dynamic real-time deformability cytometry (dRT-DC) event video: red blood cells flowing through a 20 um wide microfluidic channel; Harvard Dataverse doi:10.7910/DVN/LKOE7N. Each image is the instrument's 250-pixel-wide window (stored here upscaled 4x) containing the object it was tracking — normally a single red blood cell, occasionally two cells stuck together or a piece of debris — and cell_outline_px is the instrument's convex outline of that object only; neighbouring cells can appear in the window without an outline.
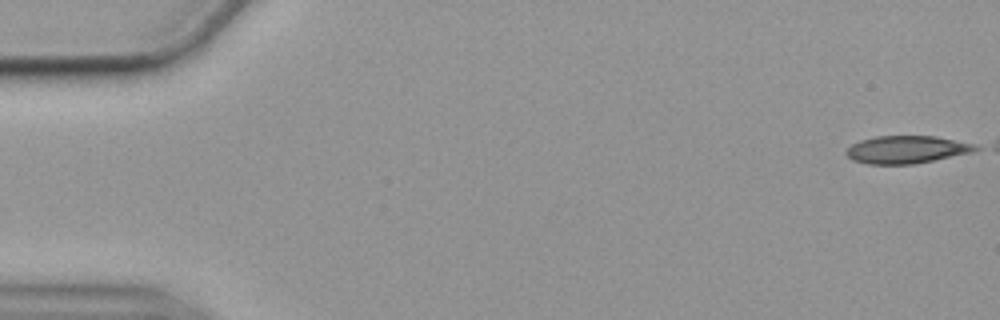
{"species": "common noctule bat (a hibernating species)", "species_latin": "Nyctalus noctula", "temperature_condition": "cold", "stored_images_in_passage": 3, "camera_frame_rate_fps": 3000, "um_per_image_px": 0.085, "animal": {"sex": "female", "body_mass_g": 19.9}, "frame": {"image": 1, "passage_image": 1, "time_ms": 0.0, "image_size_px": [1000, 320], "cell_outline_px": [[980, 148], [972, 152], [912, 164], [868, 164], [852, 160], [844, 152], [852, 144], [860, 140], [876, 136], [936, 136], [976, 144]], "centroid_in_image_um": [77.04, 12.7], "position_along_channel_um": 8.0, "area_um2": 20.69}}